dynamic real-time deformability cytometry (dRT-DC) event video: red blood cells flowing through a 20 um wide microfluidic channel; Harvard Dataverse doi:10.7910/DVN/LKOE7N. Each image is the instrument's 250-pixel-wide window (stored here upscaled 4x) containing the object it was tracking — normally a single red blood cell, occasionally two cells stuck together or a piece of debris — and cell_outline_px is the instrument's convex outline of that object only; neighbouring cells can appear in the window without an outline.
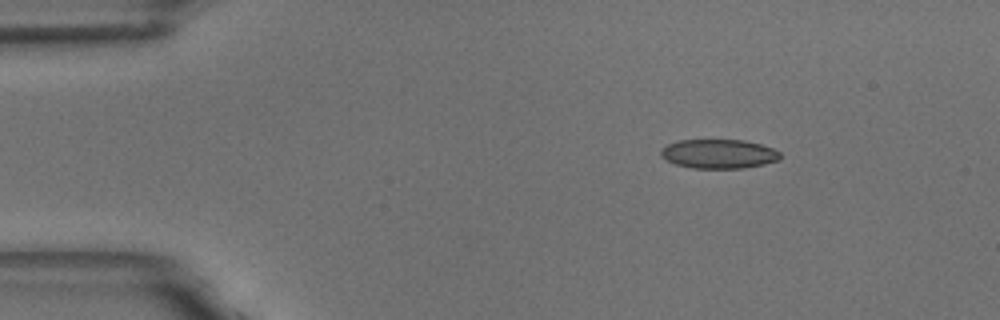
{"species": "common noctule bat (a hibernating species)", "species_latin": "Nyctalus noctula", "temperature_condition": "room temperature", "stored_images_in_passage": 8, "camera_frame_rate_fps": 3000, "um_per_image_px": 0.085, "animal": {"sex": "male", "body_mass_g": 18.8}, "frame": {"image": 1, "passage_image": 1, "time_ms": 0.0, "image_size_px": [1000, 320], "cell_outline_px": [[780, 156], [776, 160], [764, 164], [744, 168], [692, 168], [676, 164], [660, 156], [660, 152], [668, 144], [680, 140], [744, 140], [760, 144], [772, 148], [780, 152]], "centroid_in_image_um": [61.09, 13.08], "position_along_channel_um": 23.9, "area_um2": 20.06}}
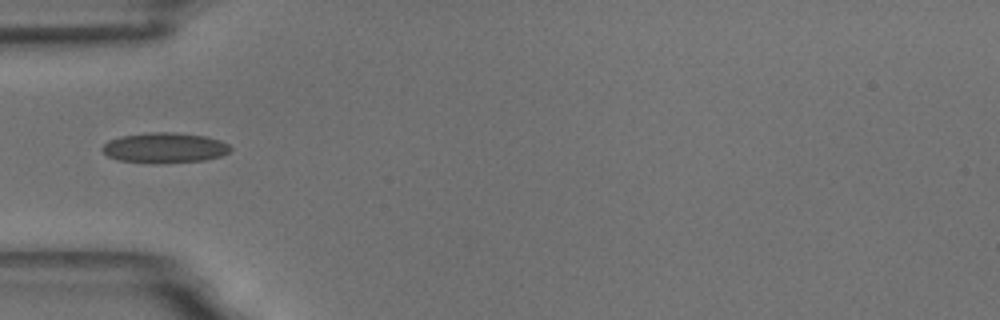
{"frame": {"image": 2, "passage_image": 4, "time_ms": 3.333, "image_size_px": [1000, 320], "cell_outline_px": [[232, 148], [228, 152], [220, 156], [204, 160], [156, 164], [116, 160], [108, 156], [100, 148], [108, 140], [120, 136], [148, 132], [172, 132], [204, 136], [220, 140], [228, 144]], "centroid_in_image_um": [13.95, 12.57], "position_along_channel_um": 71.1, "area_um2": 22.77}}